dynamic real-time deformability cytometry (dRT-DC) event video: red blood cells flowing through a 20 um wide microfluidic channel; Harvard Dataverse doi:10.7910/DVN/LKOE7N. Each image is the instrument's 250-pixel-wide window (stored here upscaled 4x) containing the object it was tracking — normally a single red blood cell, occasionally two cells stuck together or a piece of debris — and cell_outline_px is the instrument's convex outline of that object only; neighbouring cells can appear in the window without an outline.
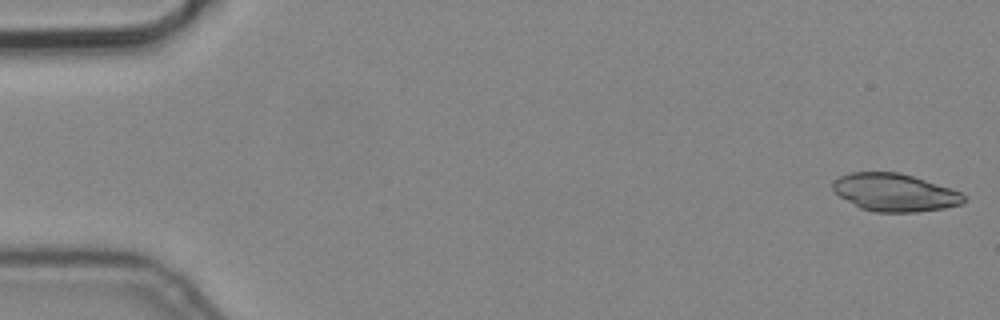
{"species": "common noctule bat (a hibernating species)", "species_latin": "Nyctalus noctula", "temperature_condition": "cold", "stored_images_in_passage": 5, "camera_frame_rate_fps": 3000, "um_per_image_px": 0.085, "animal": {"sex": "male", "body_mass_g": 19.2, "forearm_length_mm": 51.8}, "frame": {"image": 1, "passage_image": 1, "time_ms": 0.0, "image_size_px": [1000, 320], "cell_outline_px": [[964, 204], [944, 208], [916, 212], [876, 212], [860, 208], [832, 192], [832, 184], [840, 176], [852, 172], [900, 172], [960, 192], [964, 196]], "centroid_in_image_um": [76.01, 16.37], "position_along_channel_um": 9.0, "area_um2": 28.61}}